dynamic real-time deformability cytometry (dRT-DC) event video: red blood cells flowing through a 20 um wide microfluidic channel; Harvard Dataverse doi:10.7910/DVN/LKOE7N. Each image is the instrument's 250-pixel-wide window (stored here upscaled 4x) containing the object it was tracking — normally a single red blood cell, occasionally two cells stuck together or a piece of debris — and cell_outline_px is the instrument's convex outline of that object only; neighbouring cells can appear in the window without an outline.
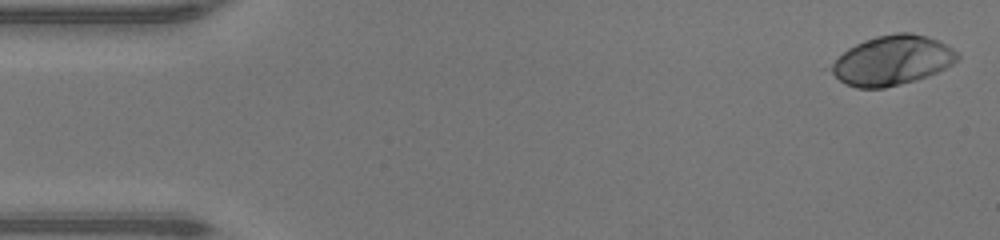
{"species": "human", "species_latin": "Homo sapiens", "temperature_condition": "warm", "stored_images_in_passage": 15, "camera_frame_rate_fps": 3000, "um_per_image_px": 0.085, "donor": {"sex": "male"}, "frame": {"image": 1, "passage_image": 1, "time_ms": 0.0, "image_size_px": [1000, 240], "cell_outline_px": [[960, 60], [936, 72], [916, 80], [884, 88], [856, 88], [844, 84], [832, 72], [832, 64], [848, 48], [864, 40], [876, 36], [896, 32], [908, 32], [928, 36], [952, 48], [960, 56]], "centroid_in_image_um": [75.85, 5.13], "position_along_channel_um": 9.1, "area_um2": 36.13}}
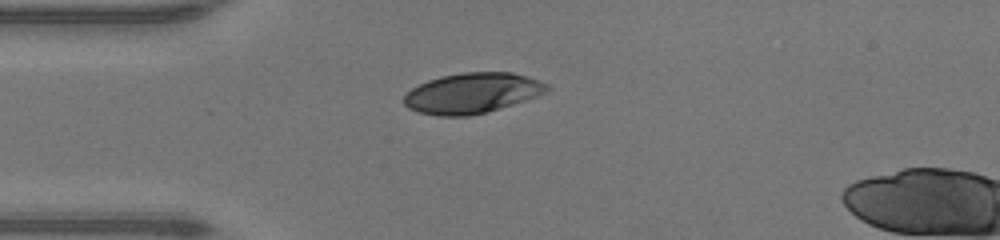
{"frame": {"image": 2, "passage_image": 12, "time_ms": 3.667, "image_size_px": [1000, 240], "cell_outline_px": [[552, 88], [536, 96], [488, 112], [468, 116], [436, 116], [420, 112], [408, 108], [404, 104], [404, 96], [412, 88], [428, 80], [444, 76], [464, 72], [512, 72], [548, 84]], "centroid_in_image_um": [40.12, 7.92], "position_along_channel_um": 44.9, "area_um2": 33.29}}